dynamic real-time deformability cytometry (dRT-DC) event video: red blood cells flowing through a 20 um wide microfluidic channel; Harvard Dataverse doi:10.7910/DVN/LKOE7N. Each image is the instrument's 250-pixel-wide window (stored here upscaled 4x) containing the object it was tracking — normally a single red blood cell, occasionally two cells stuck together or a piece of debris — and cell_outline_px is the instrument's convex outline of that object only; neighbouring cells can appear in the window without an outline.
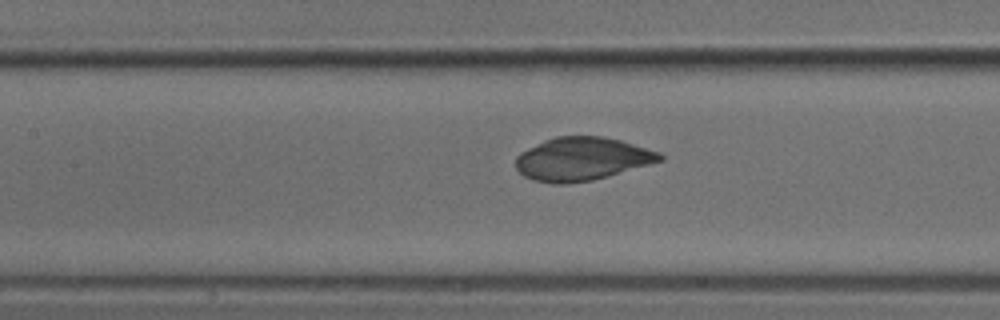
{"species": "common noctule bat (a hibernating species)", "species_latin": "Nyctalus noctula", "temperature_condition": "cold", "stored_images_in_passage": 43, "camera_frame_rate_fps": 3000, "um_per_image_px": 0.085, "animal": {"sex": "male", "body_mass_g": 18.8}, "frame": {"image": 1, "passage_image": 15, "time_ms": 4.667, "image_size_px": [1000, 320], "cell_outline_px": [[664, 160], [592, 180], [564, 184], [552, 184], [532, 180], [524, 176], [516, 168], [516, 156], [520, 152], [544, 140], [556, 136], [600, 136], [620, 140], [660, 152], [664, 156]], "centroid_in_image_um": [49.44, 13.51], "position_along_channel_um": 158.0, "area_um2": 36.18}}
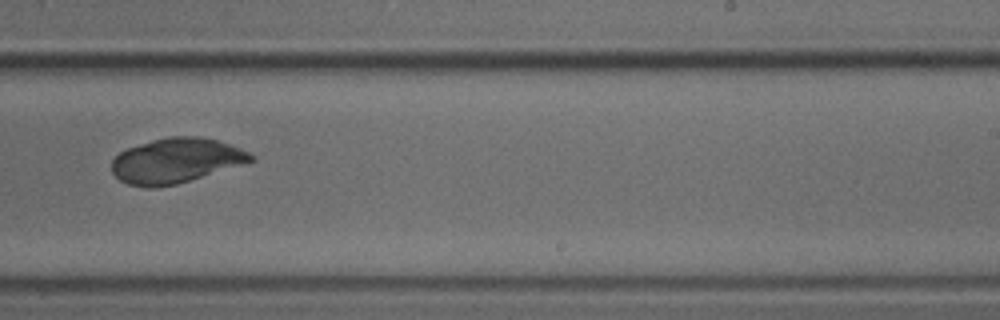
{"frame": {"image": 2, "passage_image": 24, "time_ms": 7.667, "image_size_px": [1000, 320], "cell_outline_px": [[256, 160], [176, 184], [156, 188], [148, 188], [128, 184], [120, 180], [112, 172], [112, 160], [120, 152], [128, 148], [152, 140], [168, 136], [200, 136], [232, 144], [256, 156]], "centroid_in_image_um": [14.97, 13.65], "position_along_channel_um": 274.0, "area_um2": 36.3}}
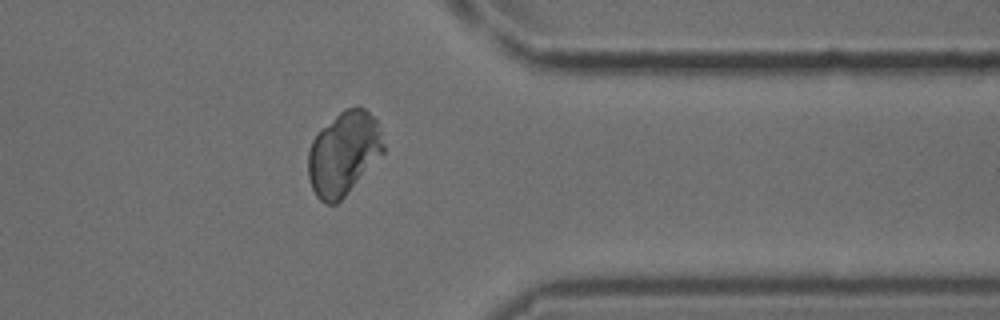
{"frame": {"image": 3, "passage_image": 33, "time_ms": 10.667, "image_size_px": [1000, 320], "cell_outline_px": [[384, 152], [344, 196], [336, 204], [324, 204], [316, 196], [312, 188], [308, 176], [308, 152], [312, 140], [320, 128], [344, 108], [360, 104], [376, 120], [384, 144]], "centroid_in_image_um": [29.18, 13.01], "position_along_channel_um": 382.2, "area_um2": 36.65}}